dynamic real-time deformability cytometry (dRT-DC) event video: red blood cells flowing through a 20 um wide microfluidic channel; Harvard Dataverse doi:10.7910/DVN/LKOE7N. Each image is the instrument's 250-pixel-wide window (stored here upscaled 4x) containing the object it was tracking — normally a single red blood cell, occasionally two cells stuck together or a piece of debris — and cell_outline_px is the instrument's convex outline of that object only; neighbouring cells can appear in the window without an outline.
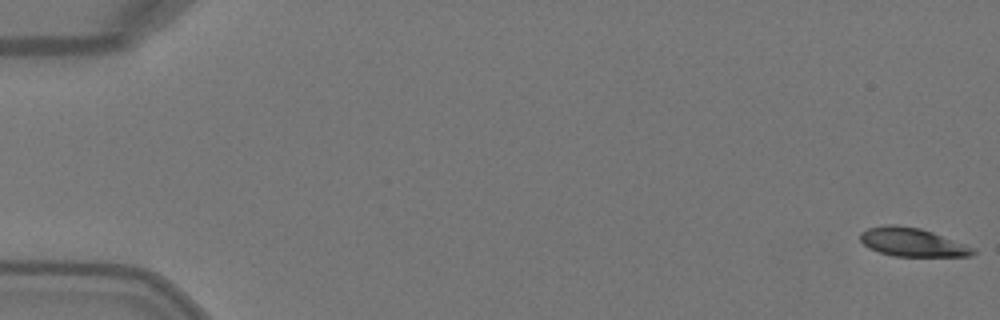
{"species": "Egyptian fruit bat (a non-hibernating species)", "species_latin": "Rousettus aegyptiacus", "temperature_condition": "warm", "stored_images_in_passage": 5, "camera_frame_rate_fps": 3000, "um_per_image_px": 0.085, "animal": {"sex": "female"}, "frame": {"image": 1, "passage_image": 1, "time_ms": 0.0, "image_size_px": [1000, 320], "cell_outline_px": [[976, 252], [972, 256], [892, 256], [868, 248], [860, 240], [860, 232], [868, 228], [884, 224], [896, 224], [920, 228], [932, 232], [976, 248]], "centroid_in_image_um": [77.53, 20.58], "position_along_channel_um": 7.5, "area_um2": 18.84}}
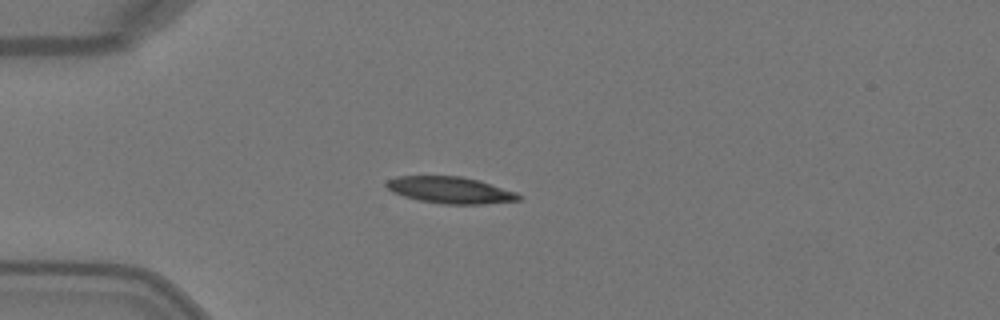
{"frame": {"image": 2, "passage_image": 4, "time_ms": 1.0, "image_size_px": [1000, 320], "cell_outline_px": [[524, 196], [520, 200], [484, 204], [444, 204], [420, 200], [404, 196], [392, 192], [384, 184], [388, 180], [396, 176], [460, 176], [480, 180], [516, 192]], "centroid_in_image_um": [38.3, 16.15], "position_along_channel_um": 46.7, "area_um2": 20.58}}